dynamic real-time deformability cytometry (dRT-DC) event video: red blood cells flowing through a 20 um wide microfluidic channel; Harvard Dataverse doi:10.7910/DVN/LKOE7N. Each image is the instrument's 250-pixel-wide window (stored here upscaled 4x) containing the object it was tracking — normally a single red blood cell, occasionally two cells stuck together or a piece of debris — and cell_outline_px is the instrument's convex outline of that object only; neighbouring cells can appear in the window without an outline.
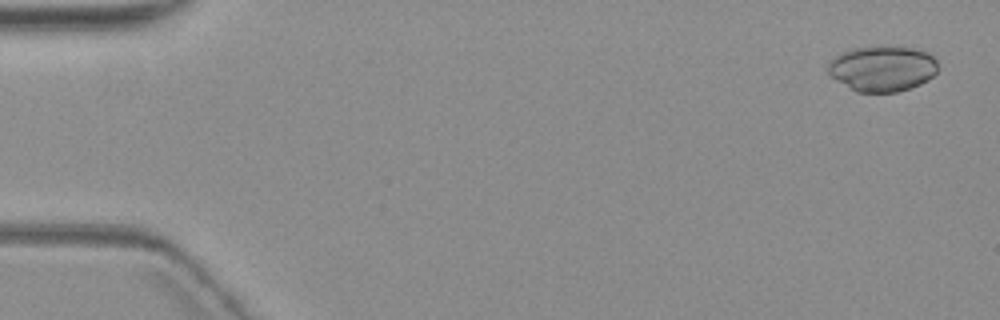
{"species": "common noctule bat (a hibernating species)", "species_latin": "Nyctalus noctula", "temperature_condition": "warm", "stored_images_in_passage": 4, "camera_frame_rate_fps": 3000, "um_per_image_px": 0.085, "animal": {"sex": "female", "body_mass_g": 19.3, "forearm_length_mm": 54.1}, "frame": {"image": 1, "passage_image": 1, "time_ms": 0.0, "image_size_px": [1000, 320], "cell_outline_px": [[936, 72], [928, 80], [920, 84], [896, 92], [856, 92], [832, 76], [828, 72], [828, 60], [844, 52], [856, 48], [912, 48], [928, 52], [936, 60]], "centroid_in_image_um": [75.0, 5.85], "position_along_channel_um": 10.0, "area_um2": 28.44}}